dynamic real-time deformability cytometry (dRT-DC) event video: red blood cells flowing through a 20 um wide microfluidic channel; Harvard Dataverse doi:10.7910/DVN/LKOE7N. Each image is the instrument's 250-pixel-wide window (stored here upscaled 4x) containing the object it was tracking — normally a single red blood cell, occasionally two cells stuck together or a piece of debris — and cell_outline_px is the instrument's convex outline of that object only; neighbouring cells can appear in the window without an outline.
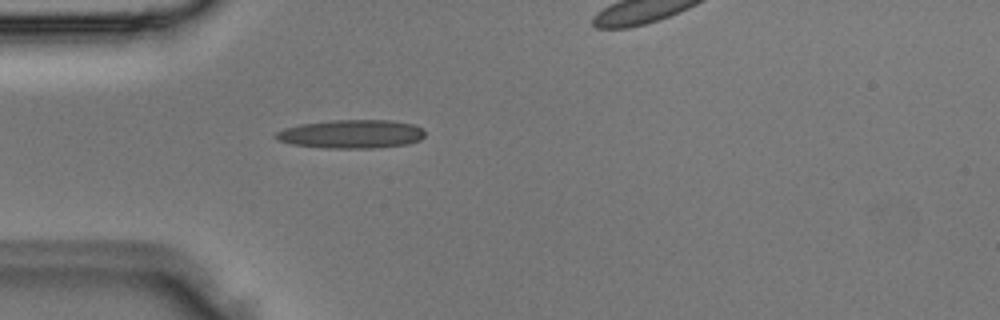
{"species": "Egyptian fruit bat (a non-hibernating species)", "species_latin": "Rousettus aegyptiacus", "temperature_condition": "room temperature", "stored_images_in_passage": 2, "camera_frame_rate_fps": 3000, "um_per_image_px": 0.085, "animal": {"sex": "male"}, "frame": {"image": 1, "passage_image": 1, "time_ms": 0.0, "image_size_px": [1000, 320], "cell_outline_px": [[424, 136], [420, 140], [408, 144], [376, 148], [324, 148], [292, 144], [280, 140], [272, 136], [276, 132], [284, 128], [300, 124], [332, 120], [392, 120], [412, 124], [424, 128]], "centroid_in_image_um": [29.88, 11.39], "position_along_channel_um": 55.1, "area_um2": 24.97}}